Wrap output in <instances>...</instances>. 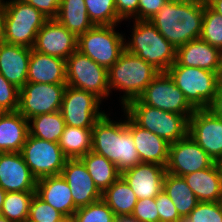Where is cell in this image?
<instances>
[{"label": "cell", "instance_id": "29", "mask_svg": "<svg viewBox=\"0 0 222 222\" xmlns=\"http://www.w3.org/2000/svg\"><path fill=\"white\" fill-rule=\"evenodd\" d=\"M163 191L173 201L180 216L188 215L198 204V199L182 176L165 174Z\"/></svg>", "mask_w": 222, "mask_h": 222}, {"label": "cell", "instance_id": "45", "mask_svg": "<svg viewBox=\"0 0 222 222\" xmlns=\"http://www.w3.org/2000/svg\"><path fill=\"white\" fill-rule=\"evenodd\" d=\"M207 109L222 121V85L218 88L216 96Z\"/></svg>", "mask_w": 222, "mask_h": 222}, {"label": "cell", "instance_id": "43", "mask_svg": "<svg viewBox=\"0 0 222 222\" xmlns=\"http://www.w3.org/2000/svg\"><path fill=\"white\" fill-rule=\"evenodd\" d=\"M169 0H139L138 20H151Z\"/></svg>", "mask_w": 222, "mask_h": 222}, {"label": "cell", "instance_id": "13", "mask_svg": "<svg viewBox=\"0 0 222 222\" xmlns=\"http://www.w3.org/2000/svg\"><path fill=\"white\" fill-rule=\"evenodd\" d=\"M100 104L101 100L94 94L67 85L60 112L67 126L93 128L105 114Z\"/></svg>", "mask_w": 222, "mask_h": 222}, {"label": "cell", "instance_id": "32", "mask_svg": "<svg viewBox=\"0 0 222 222\" xmlns=\"http://www.w3.org/2000/svg\"><path fill=\"white\" fill-rule=\"evenodd\" d=\"M29 121L31 136L56 143L59 142L66 126L60 111L34 116Z\"/></svg>", "mask_w": 222, "mask_h": 222}, {"label": "cell", "instance_id": "8", "mask_svg": "<svg viewBox=\"0 0 222 222\" xmlns=\"http://www.w3.org/2000/svg\"><path fill=\"white\" fill-rule=\"evenodd\" d=\"M116 26L94 25L78 36L77 50L108 70L125 50L126 40L115 31Z\"/></svg>", "mask_w": 222, "mask_h": 222}, {"label": "cell", "instance_id": "40", "mask_svg": "<svg viewBox=\"0 0 222 222\" xmlns=\"http://www.w3.org/2000/svg\"><path fill=\"white\" fill-rule=\"evenodd\" d=\"M131 216L138 222H160L155 197L137 200Z\"/></svg>", "mask_w": 222, "mask_h": 222}, {"label": "cell", "instance_id": "27", "mask_svg": "<svg viewBox=\"0 0 222 222\" xmlns=\"http://www.w3.org/2000/svg\"><path fill=\"white\" fill-rule=\"evenodd\" d=\"M55 19L77 37L94 26L88 17L85 0H62Z\"/></svg>", "mask_w": 222, "mask_h": 222}, {"label": "cell", "instance_id": "11", "mask_svg": "<svg viewBox=\"0 0 222 222\" xmlns=\"http://www.w3.org/2000/svg\"><path fill=\"white\" fill-rule=\"evenodd\" d=\"M138 99L150 107L183 116H192L195 111L167 72H159Z\"/></svg>", "mask_w": 222, "mask_h": 222}, {"label": "cell", "instance_id": "10", "mask_svg": "<svg viewBox=\"0 0 222 222\" xmlns=\"http://www.w3.org/2000/svg\"><path fill=\"white\" fill-rule=\"evenodd\" d=\"M20 153L37 180L60 175L67 160L59 143L36 138L30 134Z\"/></svg>", "mask_w": 222, "mask_h": 222}, {"label": "cell", "instance_id": "6", "mask_svg": "<svg viewBox=\"0 0 222 222\" xmlns=\"http://www.w3.org/2000/svg\"><path fill=\"white\" fill-rule=\"evenodd\" d=\"M167 73L194 109H207L222 85V77L218 73L181 66L177 62Z\"/></svg>", "mask_w": 222, "mask_h": 222}, {"label": "cell", "instance_id": "4", "mask_svg": "<svg viewBox=\"0 0 222 222\" xmlns=\"http://www.w3.org/2000/svg\"><path fill=\"white\" fill-rule=\"evenodd\" d=\"M125 50L151 64L159 72H167L176 62V49L149 20H135L132 39Z\"/></svg>", "mask_w": 222, "mask_h": 222}, {"label": "cell", "instance_id": "35", "mask_svg": "<svg viewBox=\"0 0 222 222\" xmlns=\"http://www.w3.org/2000/svg\"><path fill=\"white\" fill-rule=\"evenodd\" d=\"M116 218L112 209L101 199L95 203L77 208L72 222H113Z\"/></svg>", "mask_w": 222, "mask_h": 222}, {"label": "cell", "instance_id": "52", "mask_svg": "<svg viewBox=\"0 0 222 222\" xmlns=\"http://www.w3.org/2000/svg\"><path fill=\"white\" fill-rule=\"evenodd\" d=\"M218 164H219V166H220L221 173H222V158L218 161Z\"/></svg>", "mask_w": 222, "mask_h": 222}, {"label": "cell", "instance_id": "34", "mask_svg": "<svg viewBox=\"0 0 222 222\" xmlns=\"http://www.w3.org/2000/svg\"><path fill=\"white\" fill-rule=\"evenodd\" d=\"M88 17L93 25H116L118 17L114 0H85Z\"/></svg>", "mask_w": 222, "mask_h": 222}, {"label": "cell", "instance_id": "24", "mask_svg": "<svg viewBox=\"0 0 222 222\" xmlns=\"http://www.w3.org/2000/svg\"><path fill=\"white\" fill-rule=\"evenodd\" d=\"M36 194L66 218L71 219L77 210L71 189L61 174L37 180Z\"/></svg>", "mask_w": 222, "mask_h": 222}, {"label": "cell", "instance_id": "47", "mask_svg": "<svg viewBox=\"0 0 222 222\" xmlns=\"http://www.w3.org/2000/svg\"><path fill=\"white\" fill-rule=\"evenodd\" d=\"M207 5L222 16V0H211Z\"/></svg>", "mask_w": 222, "mask_h": 222}, {"label": "cell", "instance_id": "1", "mask_svg": "<svg viewBox=\"0 0 222 222\" xmlns=\"http://www.w3.org/2000/svg\"><path fill=\"white\" fill-rule=\"evenodd\" d=\"M204 8L195 0H169L149 21L177 49L200 38Z\"/></svg>", "mask_w": 222, "mask_h": 222}, {"label": "cell", "instance_id": "18", "mask_svg": "<svg viewBox=\"0 0 222 222\" xmlns=\"http://www.w3.org/2000/svg\"><path fill=\"white\" fill-rule=\"evenodd\" d=\"M61 176L71 189L76 208L87 206L102 199V193L95 186L92 177L80 158L67 159Z\"/></svg>", "mask_w": 222, "mask_h": 222}, {"label": "cell", "instance_id": "49", "mask_svg": "<svg viewBox=\"0 0 222 222\" xmlns=\"http://www.w3.org/2000/svg\"><path fill=\"white\" fill-rule=\"evenodd\" d=\"M6 193H7V192H5V191L0 187V212H1V209H2V205H3L4 199H5Z\"/></svg>", "mask_w": 222, "mask_h": 222}, {"label": "cell", "instance_id": "46", "mask_svg": "<svg viewBox=\"0 0 222 222\" xmlns=\"http://www.w3.org/2000/svg\"><path fill=\"white\" fill-rule=\"evenodd\" d=\"M0 0V43L4 42V20L6 15V2Z\"/></svg>", "mask_w": 222, "mask_h": 222}, {"label": "cell", "instance_id": "17", "mask_svg": "<svg viewBox=\"0 0 222 222\" xmlns=\"http://www.w3.org/2000/svg\"><path fill=\"white\" fill-rule=\"evenodd\" d=\"M36 186L20 152L0 153V187L5 192H36Z\"/></svg>", "mask_w": 222, "mask_h": 222}, {"label": "cell", "instance_id": "36", "mask_svg": "<svg viewBox=\"0 0 222 222\" xmlns=\"http://www.w3.org/2000/svg\"><path fill=\"white\" fill-rule=\"evenodd\" d=\"M200 38L222 51V16L213 11L207 4L204 8Z\"/></svg>", "mask_w": 222, "mask_h": 222}, {"label": "cell", "instance_id": "31", "mask_svg": "<svg viewBox=\"0 0 222 222\" xmlns=\"http://www.w3.org/2000/svg\"><path fill=\"white\" fill-rule=\"evenodd\" d=\"M102 200L115 216H127L132 214L138 199L131 187L120 177L102 193Z\"/></svg>", "mask_w": 222, "mask_h": 222}, {"label": "cell", "instance_id": "38", "mask_svg": "<svg viewBox=\"0 0 222 222\" xmlns=\"http://www.w3.org/2000/svg\"><path fill=\"white\" fill-rule=\"evenodd\" d=\"M65 218L61 212L46 203L36 193L34 194L27 222H61Z\"/></svg>", "mask_w": 222, "mask_h": 222}, {"label": "cell", "instance_id": "41", "mask_svg": "<svg viewBox=\"0 0 222 222\" xmlns=\"http://www.w3.org/2000/svg\"><path fill=\"white\" fill-rule=\"evenodd\" d=\"M157 211L159 213L160 222H177L180 215L170 199L163 190L155 197Z\"/></svg>", "mask_w": 222, "mask_h": 222}, {"label": "cell", "instance_id": "54", "mask_svg": "<svg viewBox=\"0 0 222 222\" xmlns=\"http://www.w3.org/2000/svg\"><path fill=\"white\" fill-rule=\"evenodd\" d=\"M219 203H220L221 208H222V195H221V197H220Z\"/></svg>", "mask_w": 222, "mask_h": 222}, {"label": "cell", "instance_id": "37", "mask_svg": "<svg viewBox=\"0 0 222 222\" xmlns=\"http://www.w3.org/2000/svg\"><path fill=\"white\" fill-rule=\"evenodd\" d=\"M177 222H222V208L219 202H198L197 206Z\"/></svg>", "mask_w": 222, "mask_h": 222}, {"label": "cell", "instance_id": "19", "mask_svg": "<svg viewBox=\"0 0 222 222\" xmlns=\"http://www.w3.org/2000/svg\"><path fill=\"white\" fill-rule=\"evenodd\" d=\"M166 169L156 163L140 162L121 173L138 200L154 198L163 190Z\"/></svg>", "mask_w": 222, "mask_h": 222}, {"label": "cell", "instance_id": "9", "mask_svg": "<svg viewBox=\"0 0 222 222\" xmlns=\"http://www.w3.org/2000/svg\"><path fill=\"white\" fill-rule=\"evenodd\" d=\"M66 69L68 86L88 91L101 101L110 94L107 69L78 50L66 59Z\"/></svg>", "mask_w": 222, "mask_h": 222}, {"label": "cell", "instance_id": "16", "mask_svg": "<svg viewBox=\"0 0 222 222\" xmlns=\"http://www.w3.org/2000/svg\"><path fill=\"white\" fill-rule=\"evenodd\" d=\"M78 37L56 19H48L36 35L35 51L66 60L77 50Z\"/></svg>", "mask_w": 222, "mask_h": 222}, {"label": "cell", "instance_id": "21", "mask_svg": "<svg viewBox=\"0 0 222 222\" xmlns=\"http://www.w3.org/2000/svg\"><path fill=\"white\" fill-rule=\"evenodd\" d=\"M125 116L127 119L126 125L134 139L140 162L156 163L166 167L170 143L149 130L138 126L127 114Z\"/></svg>", "mask_w": 222, "mask_h": 222}, {"label": "cell", "instance_id": "2", "mask_svg": "<svg viewBox=\"0 0 222 222\" xmlns=\"http://www.w3.org/2000/svg\"><path fill=\"white\" fill-rule=\"evenodd\" d=\"M92 151L114 163L121 173L140 163L126 119L118 123L112 121L107 114L92 128Z\"/></svg>", "mask_w": 222, "mask_h": 222}, {"label": "cell", "instance_id": "7", "mask_svg": "<svg viewBox=\"0 0 222 222\" xmlns=\"http://www.w3.org/2000/svg\"><path fill=\"white\" fill-rule=\"evenodd\" d=\"M48 19L29 3L6 1L4 42L33 48L36 35Z\"/></svg>", "mask_w": 222, "mask_h": 222}, {"label": "cell", "instance_id": "14", "mask_svg": "<svg viewBox=\"0 0 222 222\" xmlns=\"http://www.w3.org/2000/svg\"><path fill=\"white\" fill-rule=\"evenodd\" d=\"M213 163L211 157L187 135L170 144L165 169L167 173L183 177L209 168Z\"/></svg>", "mask_w": 222, "mask_h": 222}, {"label": "cell", "instance_id": "28", "mask_svg": "<svg viewBox=\"0 0 222 222\" xmlns=\"http://www.w3.org/2000/svg\"><path fill=\"white\" fill-rule=\"evenodd\" d=\"M92 177L98 190L103 193L121 177V172L114 163L93 151L80 158Z\"/></svg>", "mask_w": 222, "mask_h": 222}, {"label": "cell", "instance_id": "26", "mask_svg": "<svg viewBox=\"0 0 222 222\" xmlns=\"http://www.w3.org/2000/svg\"><path fill=\"white\" fill-rule=\"evenodd\" d=\"M29 134V120L18 111L0 115V153L21 152Z\"/></svg>", "mask_w": 222, "mask_h": 222}, {"label": "cell", "instance_id": "50", "mask_svg": "<svg viewBox=\"0 0 222 222\" xmlns=\"http://www.w3.org/2000/svg\"><path fill=\"white\" fill-rule=\"evenodd\" d=\"M0 222H14V221L9 220L7 217H4V216L0 215Z\"/></svg>", "mask_w": 222, "mask_h": 222}, {"label": "cell", "instance_id": "15", "mask_svg": "<svg viewBox=\"0 0 222 222\" xmlns=\"http://www.w3.org/2000/svg\"><path fill=\"white\" fill-rule=\"evenodd\" d=\"M188 135L214 162L222 158V121L208 109H195L189 118Z\"/></svg>", "mask_w": 222, "mask_h": 222}, {"label": "cell", "instance_id": "42", "mask_svg": "<svg viewBox=\"0 0 222 222\" xmlns=\"http://www.w3.org/2000/svg\"><path fill=\"white\" fill-rule=\"evenodd\" d=\"M18 3H29L47 19H55L62 0H14Z\"/></svg>", "mask_w": 222, "mask_h": 222}, {"label": "cell", "instance_id": "48", "mask_svg": "<svg viewBox=\"0 0 222 222\" xmlns=\"http://www.w3.org/2000/svg\"><path fill=\"white\" fill-rule=\"evenodd\" d=\"M113 222H138L131 215L116 216Z\"/></svg>", "mask_w": 222, "mask_h": 222}, {"label": "cell", "instance_id": "51", "mask_svg": "<svg viewBox=\"0 0 222 222\" xmlns=\"http://www.w3.org/2000/svg\"><path fill=\"white\" fill-rule=\"evenodd\" d=\"M204 4H208L211 0H195Z\"/></svg>", "mask_w": 222, "mask_h": 222}, {"label": "cell", "instance_id": "30", "mask_svg": "<svg viewBox=\"0 0 222 222\" xmlns=\"http://www.w3.org/2000/svg\"><path fill=\"white\" fill-rule=\"evenodd\" d=\"M59 146L67 159H77L92 151V128L65 126Z\"/></svg>", "mask_w": 222, "mask_h": 222}, {"label": "cell", "instance_id": "33", "mask_svg": "<svg viewBox=\"0 0 222 222\" xmlns=\"http://www.w3.org/2000/svg\"><path fill=\"white\" fill-rule=\"evenodd\" d=\"M36 192H7L1 216L14 222H27L31 200Z\"/></svg>", "mask_w": 222, "mask_h": 222}, {"label": "cell", "instance_id": "39", "mask_svg": "<svg viewBox=\"0 0 222 222\" xmlns=\"http://www.w3.org/2000/svg\"><path fill=\"white\" fill-rule=\"evenodd\" d=\"M19 107V88L10 83L0 73V110L14 112Z\"/></svg>", "mask_w": 222, "mask_h": 222}, {"label": "cell", "instance_id": "23", "mask_svg": "<svg viewBox=\"0 0 222 222\" xmlns=\"http://www.w3.org/2000/svg\"><path fill=\"white\" fill-rule=\"evenodd\" d=\"M30 54L31 48L0 43V73L19 89L27 83Z\"/></svg>", "mask_w": 222, "mask_h": 222}, {"label": "cell", "instance_id": "5", "mask_svg": "<svg viewBox=\"0 0 222 222\" xmlns=\"http://www.w3.org/2000/svg\"><path fill=\"white\" fill-rule=\"evenodd\" d=\"M123 110L138 126L149 130L170 144L188 135L191 116L150 107L138 98L129 101L123 106Z\"/></svg>", "mask_w": 222, "mask_h": 222}, {"label": "cell", "instance_id": "53", "mask_svg": "<svg viewBox=\"0 0 222 222\" xmlns=\"http://www.w3.org/2000/svg\"><path fill=\"white\" fill-rule=\"evenodd\" d=\"M61 222H72L71 221V219H69V218H65L63 221H61Z\"/></svg>", "mask_w": 222, "mask_h": 222}, {"label": "cell", "instance_id": "12", "mask_svg": "<svg viewBox=\"0 0 222 222\" xmlns=\"http://www.w3.org/2000/svg\"><path fill=\"white\" fill-rule=\"evenodd\" d=\"M67 84L27 82L19 89L18 112L27 120L34 116L60 111Z\"/></svg>", "mask_w": 222, "mask_h": 222}, {"label": "cell", "instance_id": "25", "mask_svg": "<svg viewBox=\"0 0 222 222\" xmlns=\"http://www.w3.org/2000/svg\"><path fill=\"white\" fill-rule=\"evenodd\" d=\"M183 178L199 202H219L222 195V173L218 162Z\"/></svg>", "mask_w": 222, "mask_h": 222}, {"label": "cell", "instance_id": "44", "mask_svg": "<svg viewBox=\"0 0 222 222\" xmlns=\"http://www.w3.org/2000/svg\"><path fill=\"white\" fill-rule=\"evenodd\" d=\"M118 17L124 19L138 20L139 0H114ZM135 17V18H134Z\"/></svg>", "mask_w": 222, "mask_h": 222}, {"label": "cell", "instance_id": "22", "mask_svg": "<svg viewBox=\"0 0 222 222\" xmlns=\"http://www.w3.org/2000/svg\"><path fill=\"white\" fill-rule=\"evenodd\" d=\"M66 60L40 53L31 48L27 82L66 84Z\"/></svg>", "mask_w": 222, "mask_h": 222}, {"label": "cell", "instance_id": "20", "mask_svg": "<svg viewBox=\"0 0 222 222\" xmlns=\"http://www.w3.org/2000/svg\"><path fill=\"white\" fill-rule=\"evenodd\" d=\"M176 62L181 66L202 68L222 77V51L201 38L176 49Z\"/></svg>", "mask_w": 222, "mask_h": 222}, {"label": "cell", "instance_id": "3", "mask_svg": "<svg viewBox=\"0 0 222 222\" xmlns=\"http://www.w3.org/2000/svg\"><path fill=\"white\" fill-rule=\"evenodd\" d=\"M107 72L110 93L111 89L125 92L121 97L123 106L129 101L137 99L159 73L151 64L127 50H124L117 62Z\"/></svg>", "mask_w": 222, "mask_h": 222}]
</instances>
